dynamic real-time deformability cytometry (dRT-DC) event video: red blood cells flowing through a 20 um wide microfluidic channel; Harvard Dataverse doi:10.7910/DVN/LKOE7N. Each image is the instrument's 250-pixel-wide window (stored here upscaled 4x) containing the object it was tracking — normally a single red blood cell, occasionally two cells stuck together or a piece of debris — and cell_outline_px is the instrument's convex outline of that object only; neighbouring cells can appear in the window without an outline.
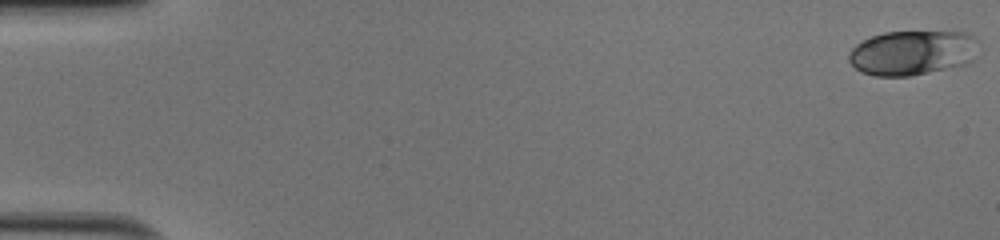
{"species": "human", "species_latin": "Homo sapiens", "temperature_condition": "cold", "stored_images_in_passage": 51, "camera_frame_rate_fps": 3000, "um_per_image_px": 0.085, "donor": {"sex": "male"}, "frame": {"image": 1, "passage_image": 1, "time_ms": 0.0, "image_size_px": [1000, 240], "cell_outline_px": [[968, 36], [944, 64], [940, 68], [908, 76], [876, 76], [864, 72], [856, 68], [848, 60], [848, 56], [852, 48], [856, 44], [872, 36], [888, 32], [956, 32]], "centroid_in_image_um": [76.89, 4.47], "position_along_channel_um": 8.1, "area_um2": 28.9}}
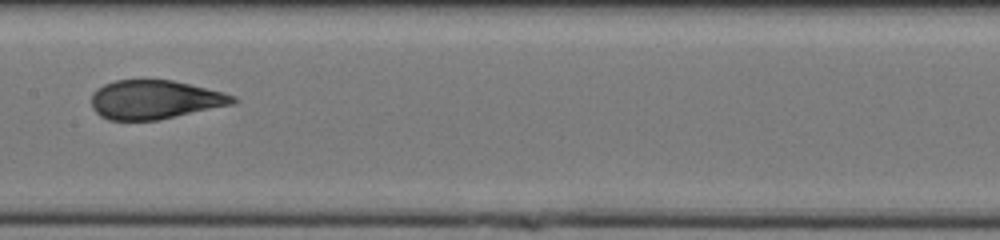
{"frame": {"image": 2, "passage_image": 27, "time_ms": 8.667, "image_size_px": [1000, 240], "cell_outline_px": [[240, 100], [232, 104], [156, 120], [112, 120], [100, 116], [92, 108], [92, 92], [104, 84], [116, 80], [172, 80], [224, 92], [236, 96]], "centroid_in_image_um": [13.16, 8.46], "position_along_channel_um": 194.2, "area_um2": 31.85}}
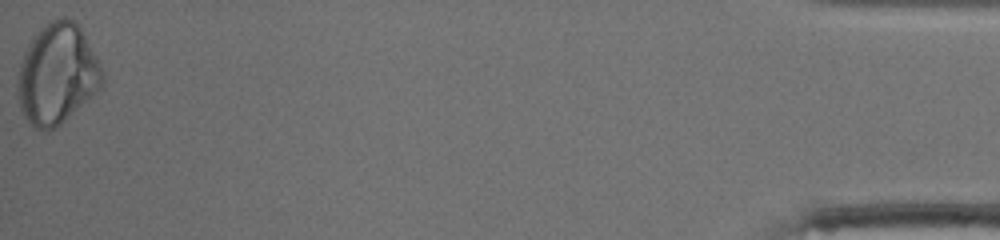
{"frame": {"image": 3, "passage_image": 51, "time_ms": 16.667, "image_size_px": [1000, 240], "cell_outline_px": [[104, 84], [92, 96], [60, 124], [44, 132], [36, 128], [28, 120], [20, 108], [16, 88], [16, 80], [20, 64], [24, 52], [36, 32], [52, 20], [64, 16], [72, 20], [80, 28], [96, 56], [104, 76]], "centroid_in_image_um": [4.84, 6.3], "position_along_channel_um": 430.4, "area_um2": 49.07}, "authors_computed_cell_mechanics": {"area_um2": 31.8478, "velocity_mm_per_s": 4.0961, "shape_relaxation_time_tau1_ms": 6.0792, "shape_relaxation_time_tau2_ms": 0.8505, "deformation_change_tau1": 0.1748, "deformation_change_tau2": 0.0419}}